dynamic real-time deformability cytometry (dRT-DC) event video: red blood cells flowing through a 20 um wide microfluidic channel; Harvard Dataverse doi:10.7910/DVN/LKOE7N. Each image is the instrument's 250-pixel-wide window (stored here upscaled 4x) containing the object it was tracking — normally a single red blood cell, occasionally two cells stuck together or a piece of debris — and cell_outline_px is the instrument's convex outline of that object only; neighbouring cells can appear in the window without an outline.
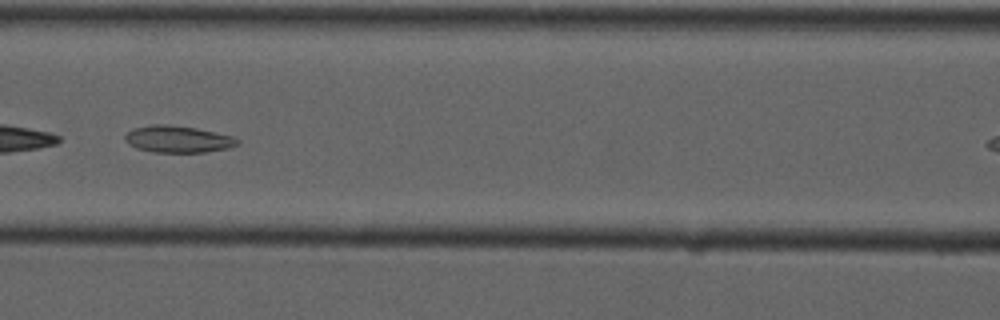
{"species": "common noctule bat (a hibernating species)", "species_latin": "Nyctalus noctula", "temperature_condition": "cold", "stored_images_in_passage": 5, "camera_frame_rate_fps": 3000, "um_per_image_px": 0.085, "animal": {"sex": "male", "forearm_length_mm": 52.5}, "frame": {"image": 1, "passage_image": 3, "time_ms": 2.333, "image_size_px": [1000, 320], "cell_outline_px": [[240, 144], [228, 148], [204, 152], [152, 152], [136, 148], [128, 144], [124, 140], [124, 136], [128, 132], [136, 128], [152, 124], [164, 124], [196, 128], [232, 136], [240, 140]], "centroid_in_image_um": [15.12, 11.83], "position_along_channel_um": 151.5, "area_um2": 17.51}}
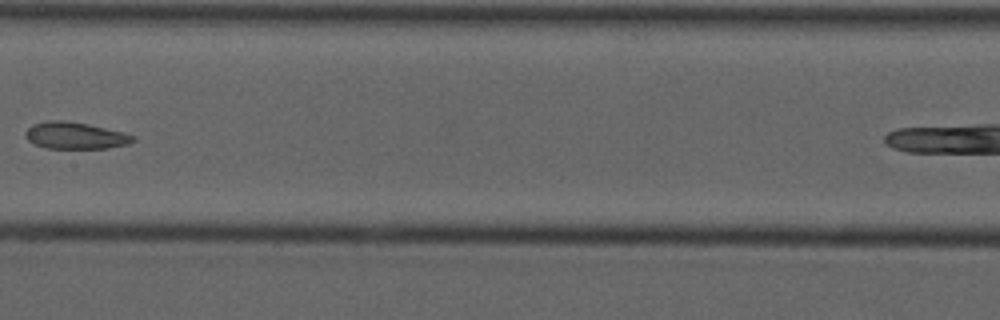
{"frame": {"image": 2, "passage_image": 4, "time_ms": 3.667, "image_size_px": [1000, 320], "cell_outline_px": [[136, 140], [128, 144], [108, 148], [48, 148], [36, 144], [28, 140], [24, 136], [24, 132], [32, 124], [48, 120], [64, 120], [88, 124], [124, 132], [136, 136]], "centroid_in_image_um": [6.41, 11.51], "position_along_channel_um": 201.0, "area_um2": 16.88}}
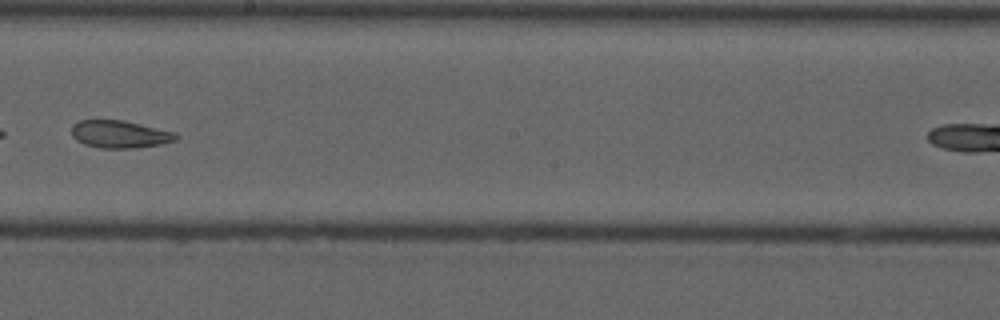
{"frame": {"image": 3, "passage_image": 5, "time_ms": 4.667, "image_size_px": [1000, 320], "cell_outline_px": [[180, 136], [176, 140], [160, 144], [132, 148], [100, 148], [84, 144], [76, 140], [72, 136], [72, 124], [76, 120], [124, 120], [176, 132]], "centroid_in_image_um": [10.17, 11.4], "position_along_channel_um": 238.0, "area_um2": 16.88}}